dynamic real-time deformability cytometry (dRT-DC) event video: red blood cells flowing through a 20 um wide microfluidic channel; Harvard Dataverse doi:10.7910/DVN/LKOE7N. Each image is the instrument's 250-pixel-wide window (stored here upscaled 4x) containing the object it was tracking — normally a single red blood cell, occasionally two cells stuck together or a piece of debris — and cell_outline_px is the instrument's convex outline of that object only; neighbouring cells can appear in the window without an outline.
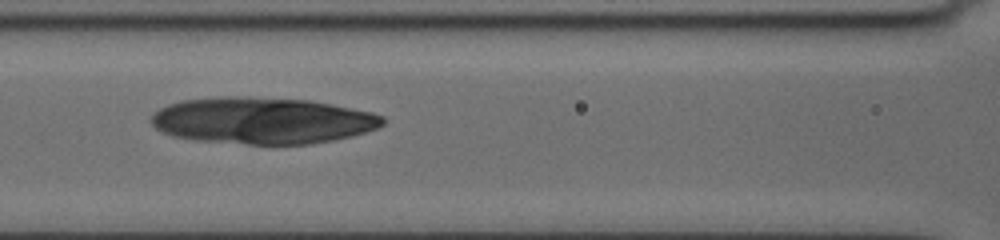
{"species": "human", "species_latin": "Homo sapiens", "temperature_condition": "cold", "stored_images_in_passage": 7, "camera_frame_rate_fps": 3000, "um_per_image_px": 0.085, "donor": {"sex": "female"}, "frame": {"image": 1, "passage_image": 5, "time_ms": 4.333, "image_size_px": [1000, 240], "cell_outline_px": [[384, 124], [376, 128], [352, 136], [332, 140], [308, 144], [248, 144], [192, 140], [172, 136], [156, 128], [148, 120], [152, 112], [168, 104], [180, 100], [216, 96], [248, 96], [308, 100], [332, 104], [372, 112], [384, 116]], "centroid_in_image_um": [22.24, 10.23], "position_along_channel_um": 144.4, "area_um2": 63.35}}
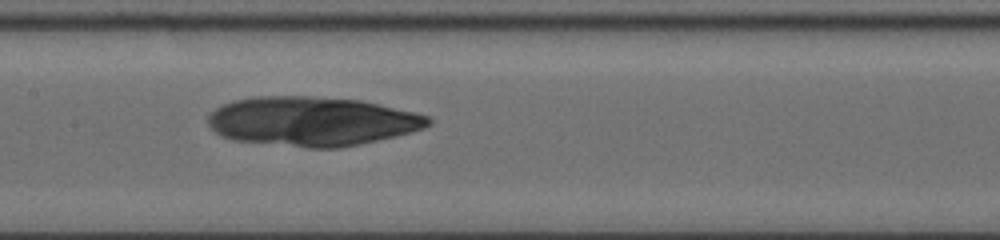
{"frame": {"image": 2, "passage_image": 6, "time_ms": 5.333, "image_size_px": [1000, 240], "cell_outline_px": [[432, 124], [424, 128], [396, 136], [360, 144], [340, 148], [308, 148], [236, 140], [224, 136], [216, 132], [208, 124], [208, 112], [232, 100], [252, 96], [308, 96], [360, 100], [380, 104], [428, 116], [432, 120]], "centroid_in_image_um": [26.51, 10.3], "position_along_channel_um": 180.9, "area_um2": 63.23}}
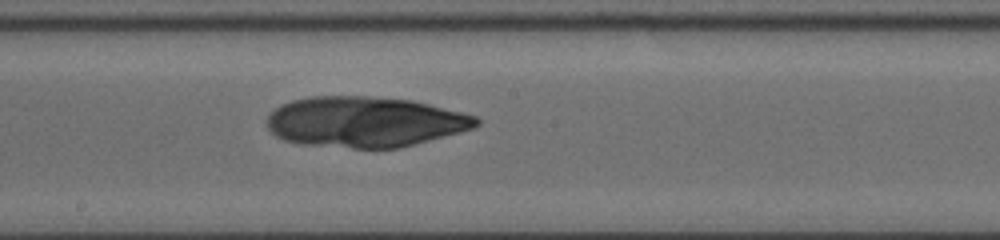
{"frame": {"image": 3, "passage_image": 7, "time_ms": 6.333, "image_size_px": [1000, 240], "cell_outline_px": [[480, 124], [476, 128], [400, 148], [352, 148], [300, 144], [284, 140], [276, 136], [268, 128], [264, 120], [280, 104], [292, 100], [312, 96], [364, 96], [412, 100], [476, 116], [480, 120]], "centroid_in_image_um": [31.0, 10.36], "position_along_channel_um": 217.2, "area_um2": 61.85}}